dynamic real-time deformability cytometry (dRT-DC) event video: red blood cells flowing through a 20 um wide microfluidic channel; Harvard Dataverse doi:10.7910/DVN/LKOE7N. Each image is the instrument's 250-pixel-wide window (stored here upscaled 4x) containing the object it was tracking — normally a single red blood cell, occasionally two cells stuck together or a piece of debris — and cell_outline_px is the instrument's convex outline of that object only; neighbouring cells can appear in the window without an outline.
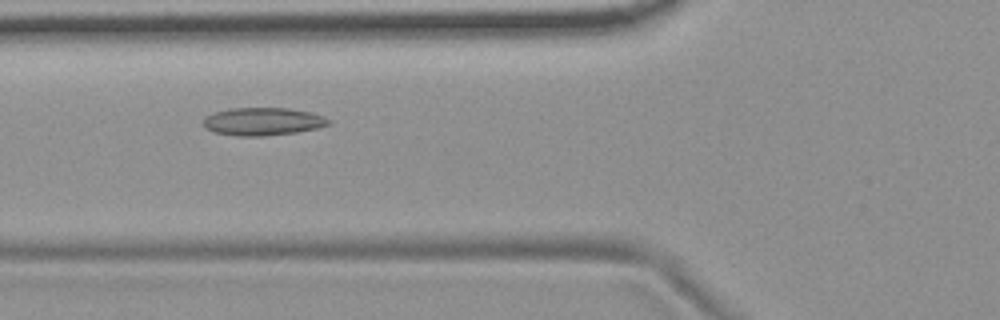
{"species": "common noctule bat (a hibernating species)", "species_latin": "Nyctalus noctula", "temperature_condition": "room temperature", "stored_images_in_passage": 42, "camera_frame_rate_fps": 3000, "um_per_image_px": 0.085, "animal": {"sex": "female", "body_mass_g": 19.9}, "frame": {"image": 1, "passage_image": 8, "time_ms": 2.333, "image_size_px": [1000, 320], "cell_outline_px": [[332, 124], [316, 128], [296, 132], [264, 136], [236, 136], [216, 132], [204, 128], [204, 116], [212, 112], [228, 108], [288, 108], [312, 112], [324, 116], [332, 120]], "centroid_in_image_um": [22.35, 10.32], "position_along_channel_um": 103.5, "area_um2": 20.58}}
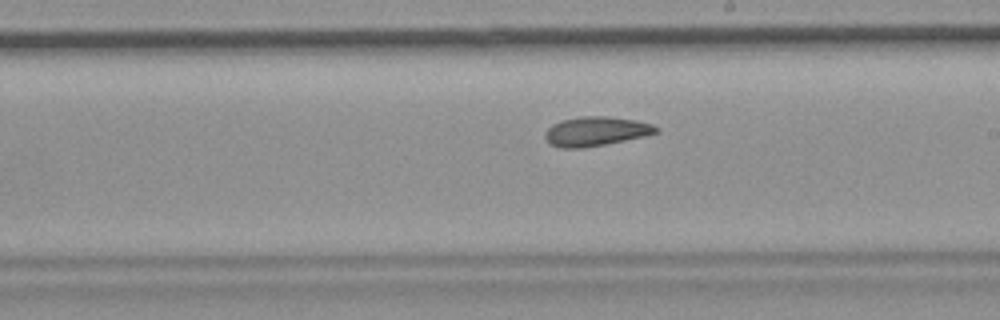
{"frame": {"image": 2, "passage_image": 19, "time_ms": 6.0, "image_size_px": [1000, 320], "cell_outline_px": [[660, 132], [644, 136], [604, 144], [580, 148], [560, 148], [548, 144], [544, 136], [544, 132], [552, 124], [560, 120], [580, 116], [608, 116], [636, 120], [652, 124], [660, 128]], "centroid_in_image_um": [50.62, 11.15], "position_along_channel_um": 238.4, "area_um2": 19.13}}
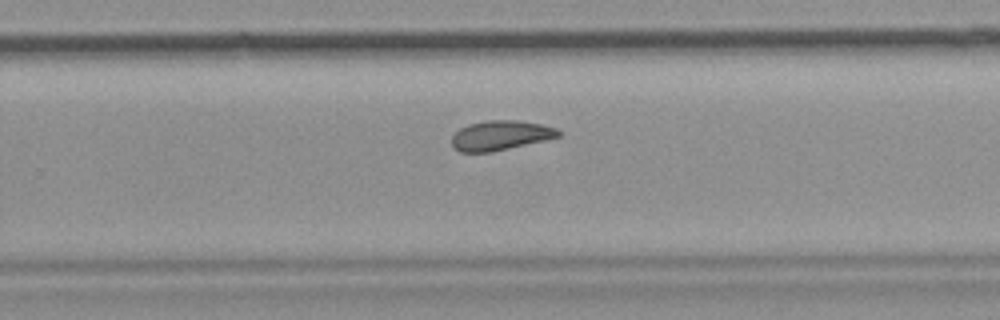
{"frame": {"image": 3, "passage_image": 23, "time_ms": 7.333, "image_size_px": [1000, 320], "cell_outline_px": [[560, 136], [544, 140], [508, 148], [488, 152], [460, 152], [452, 148], [452, 136], [460, 128], [468, 124], [484, 120], [520, 120], [540, 124], [556, 128], [560, 132]], "centroid_in_image_um": [42.49, 11.5], "position_along_channel_um": 287.3, "area_um2": 18.32}, "authors_computed_cell_mechanics": {"area_um2": 19.2185, "velocity_mm_per_s": 3.687, "shape_relaxation_time_tau1_ms": null, "shape_relaxation_time_tau2_ms": 3.1329, "deformation_change_tau1": null, "deformation_change_tau2": 0.0881}}